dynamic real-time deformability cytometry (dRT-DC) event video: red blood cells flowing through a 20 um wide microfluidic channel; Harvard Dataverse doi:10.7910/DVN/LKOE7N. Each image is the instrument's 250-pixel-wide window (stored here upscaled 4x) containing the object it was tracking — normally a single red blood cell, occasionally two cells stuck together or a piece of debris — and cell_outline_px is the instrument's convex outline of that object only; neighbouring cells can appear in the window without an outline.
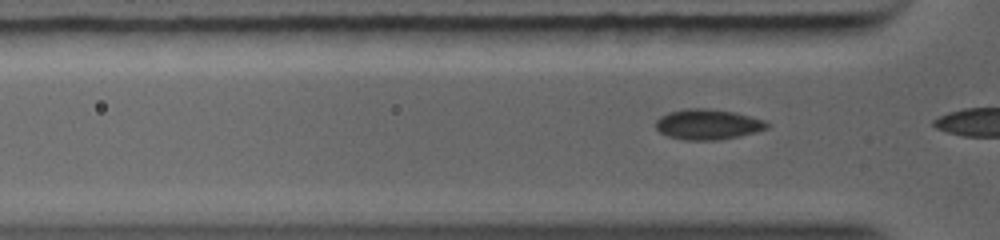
{"species": "common noctule bat (a hibernating species)", "species_latin": "Nyctalus noctula", "temperature_condition": "warm", "stored_images_in_passage": 8, "camera_frame_rate_fps": 5000, "um_per_image_px": 0.085, "animal": {"sex": "female", "body_mass_g": 19.0, "forearm_length_mm": 56.7}, "frame": {"image": 1, "passage_image": 5, "time_ms": 0.6, "image_size_px": [1000, 240], "cell_outline_px": [[768, 124], [764, 128], [732, 136], [672, 136], [656, 128], [656, 120], [660, 116], [668, 112], [688, 108], [704, 108], [736, 112], [764, 120]], "centroid_in_image_um": [60.13, 10.45], "position_along_channel_um": 65.7, "area_um2": 17.57}}